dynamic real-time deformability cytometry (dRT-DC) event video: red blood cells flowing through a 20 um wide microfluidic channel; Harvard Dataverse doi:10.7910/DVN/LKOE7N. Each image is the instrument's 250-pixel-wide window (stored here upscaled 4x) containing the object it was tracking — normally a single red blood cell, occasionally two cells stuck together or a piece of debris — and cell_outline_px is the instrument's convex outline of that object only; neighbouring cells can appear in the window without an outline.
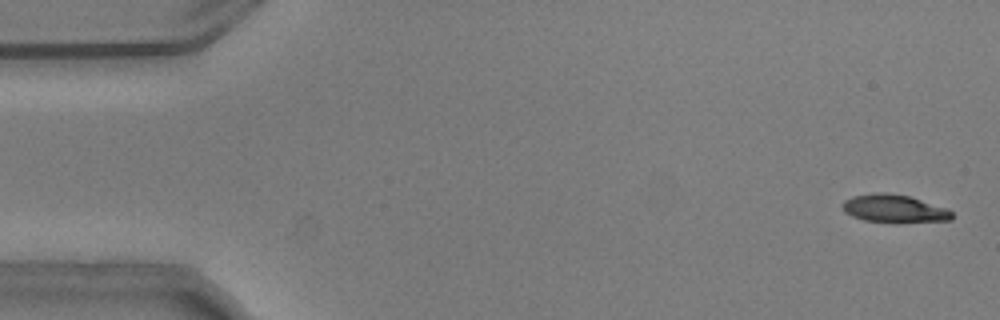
{"species": "common noctule bat (a hibernating species)", "species_latin": "Nyctalus noctula", "temperature_condition": "warm", "stored_images_in_passage": 54, "camera_frame_rate_fps": 3000, "um_per_image_px": 0.085, "animal": {"sex": "male", "body_mass_g": 20.5, "forearm_length_mm": 52.5}, "frame": {"image": 1, "passage_image": 2, "time_ms": 0.333, "image_size_px": [1000, 320], "cell_outline_px": [[952, 220], [864, 220], [852, 216], [844, 212], [840, 204], [844, 200], [852, 196], [876, 192], [888, 192], [908, 196], [948, 208], [952, 212]], "centroid_in_image_um": [75.93, 17.67], "position_along_channel_um": 9.1, "area_um2": 17.11}}
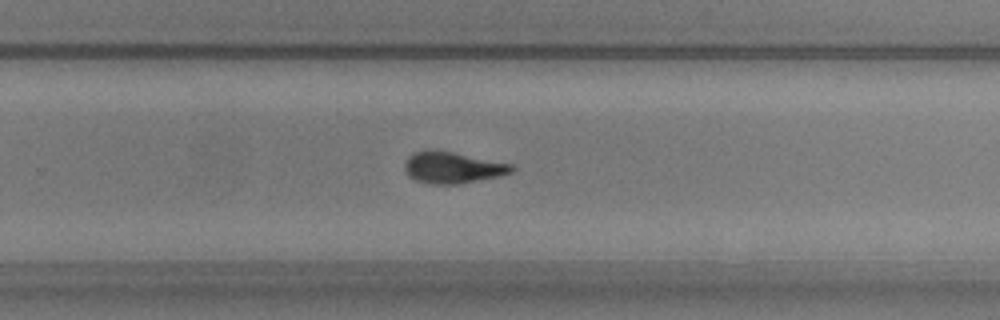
{"frame": {"image": 2, "passage_image": 35, "time_ms": 11.333, "image_size_px": [1000, 320], "cell_outline_px": [[516, 168], [512, 172], [500, 176], [456, 184], [432, 184], [416, 180], [408, 176], [404, 168], [404, 164], [408, 156], [412, 152], [432, 148], [512, 164]], "centroid_in_image_um": [38.43, 14.22], "position_along_channel_um": 291.4, "area_um2": 19.71}}
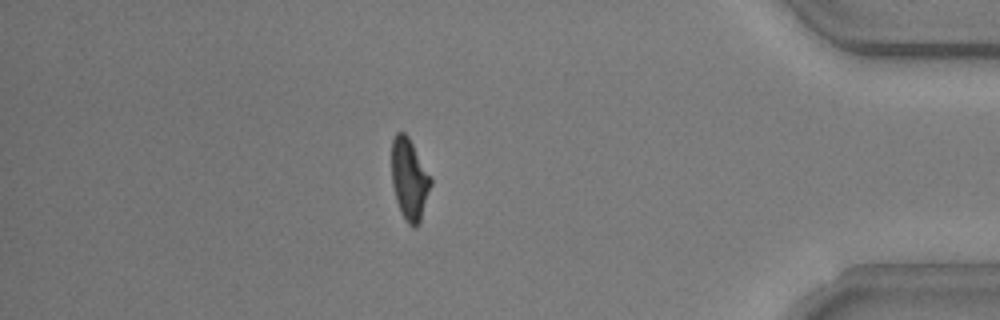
{"frame": {"image": 3, "passage_image": 47, "time_ms": 15.333, "image_size_px": [1000, 320], "cell_outline_px": [[432, 184], [420, 220], [416, 228], [412, 228], [408, 224], [400, 212], [396, 200], [392, 184], [392, 140], [396, 132], [404, 132], [408, 136], [432, 176]], "centroid_in_image_um": [34.81, 15.23], "position_along_channel_um": 400.4, "area_um2": 18.73}, "authors_computed_cell_mechanics": {"area_um2": 19.1896, "velocity_mm_per_s": 3.7391, "shape_relaxation_time_tau1_ms": 3.8567, "shape_relaxation_time_tau2_ms": 1.5626, "deformation_change_tau1": 0.1747, "deformation_change_tau2": 0.0884}}